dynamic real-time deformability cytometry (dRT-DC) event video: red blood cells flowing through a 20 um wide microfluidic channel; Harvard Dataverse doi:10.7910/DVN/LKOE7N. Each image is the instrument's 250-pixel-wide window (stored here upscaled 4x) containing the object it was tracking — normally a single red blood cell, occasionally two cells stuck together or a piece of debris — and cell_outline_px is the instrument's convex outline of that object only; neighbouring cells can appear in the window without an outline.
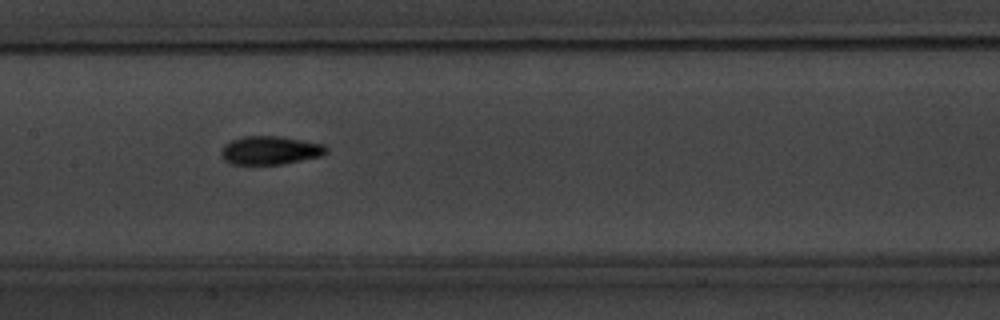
{"species": "common noctule bat (a hibernating species)", "species_latin": "Nyctalus noctula", "temperature_condition": "warm", "stored_images_in_passage": 4, "camera_frame_rate_fps": 3000, "um_per_image_px": 0.085, "animal": {"sex": "male", "body_mass_g": 20.1, "forearm_length_mm": 53.5}, "frame": {"image": 1, "passage_image": 4, "time_ms": 3.333, "image_size_px": [1000, 320], "cell_outline_px": [[328, 152], [320, 156], [284, 164], [232, 164], [224, 160], [220, 156], [220, 148], [224, 144], [232, 140], [244, 136], [276, 136], [324, 144], [328, 148]], "centroid_in_image_um": [22.93, 12.78], "position_along_channel_um": 184.5, "area_um2": 17.46}}